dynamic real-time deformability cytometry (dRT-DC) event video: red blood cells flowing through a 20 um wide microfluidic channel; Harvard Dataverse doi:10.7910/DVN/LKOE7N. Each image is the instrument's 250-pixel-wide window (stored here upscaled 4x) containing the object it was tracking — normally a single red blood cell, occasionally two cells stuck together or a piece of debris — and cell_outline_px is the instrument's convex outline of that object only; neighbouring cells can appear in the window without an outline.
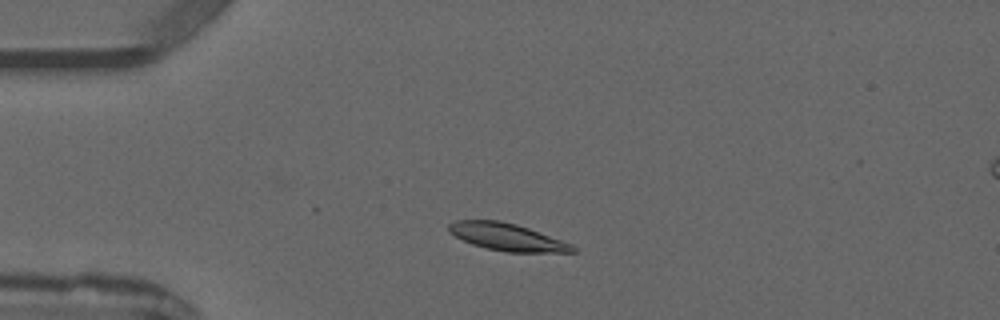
{"species": "common noctule bat (a hibernating species)", "species_latin": "Nyctalus noctula", "temperature_condition": "warm", "stored_images_in_passage": 2, "camera_frame_rate_fps": 3000, "um_per_image_px": 0.085, "animal": {"sex": "male", "forearm_length_mm": 52.5}, "frame": {"image": 1, "passage_image": 1, "time_ms": 0.0, "image_size_px": [1000, 320], "cell_outline_px": [[576, 252], [508, 252], [488, 248], [472, 244], [448, 232], [448, 224], [456, 220], [500, 220], [516, 224], [528, 228], [572, 244], [576, 248]], "centroid_in_image_um": [43.09, 20.14], "position_along_channel_um": 41.9, "area_um2": 19.48}}
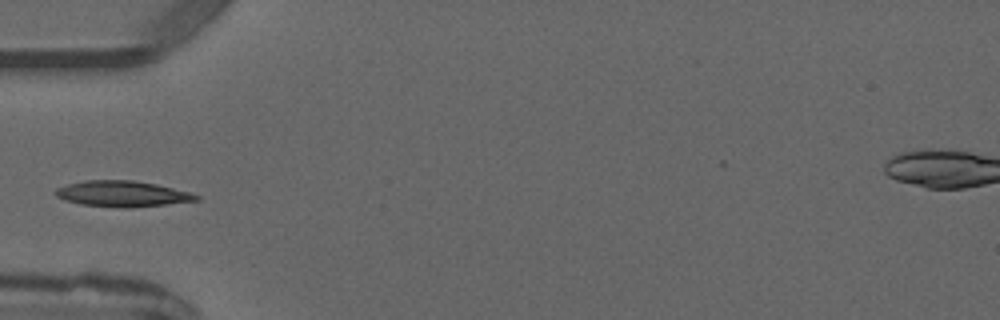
{"frame": {"image": 2, "passage_image": 2, "time_ms": 1.333, "image_size_px": [1000, 320], "cell_outline_px": [[200, 200], [132, 208], [124, 208], [80, 204], [64, 200], [56, 196], [52, 192], [56, 188], [68, 184], [84, 180], [132, 180], [156, 184], [188, 192], [200, 196]], "centroid_in_image_um": [10.35, 16.47], "position_along_channel_um": 74.6, "area_um2": 21.21}}